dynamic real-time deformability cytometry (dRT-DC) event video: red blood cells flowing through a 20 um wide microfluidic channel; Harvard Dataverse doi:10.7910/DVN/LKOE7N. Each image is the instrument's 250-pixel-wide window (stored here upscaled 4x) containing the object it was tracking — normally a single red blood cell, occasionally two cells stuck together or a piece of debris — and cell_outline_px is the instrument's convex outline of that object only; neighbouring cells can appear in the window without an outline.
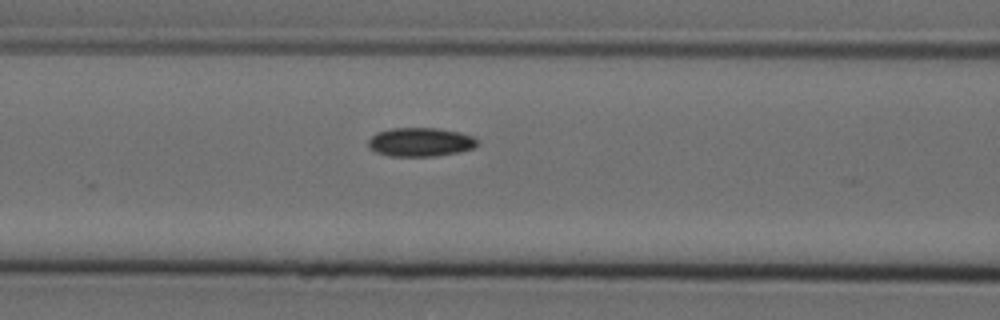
{"species": "Egyptian fruit bat (a non-hibernating species)", "species_latin": "Rousettus aegyptiacus", "temperature_condition": "cold", "stored_images_in_passage": 4, "segment_of_instrument_passage": [1, 2], "camera_frame_rate_fps": 3000, "um_per_image_px": 0.085, "animal": {"sex": "female"}, "frame": {"image": 1, "passage_image": 3, "time_ms": 0.667, "image_size_px": [1000, 320], "cell_outline_px": [[480, 144], [472, 148], [460, 152], [436, 156], [388, 156], [376, 152], [368, 148], [368, 140], [376, 132], [392, 128], [436, 128], [460, 132], [472, 136]], "centroid_in_image_um": [35.72, 12.08], "position_along_channel_um": 130.9, "area_um2": 18.44}}